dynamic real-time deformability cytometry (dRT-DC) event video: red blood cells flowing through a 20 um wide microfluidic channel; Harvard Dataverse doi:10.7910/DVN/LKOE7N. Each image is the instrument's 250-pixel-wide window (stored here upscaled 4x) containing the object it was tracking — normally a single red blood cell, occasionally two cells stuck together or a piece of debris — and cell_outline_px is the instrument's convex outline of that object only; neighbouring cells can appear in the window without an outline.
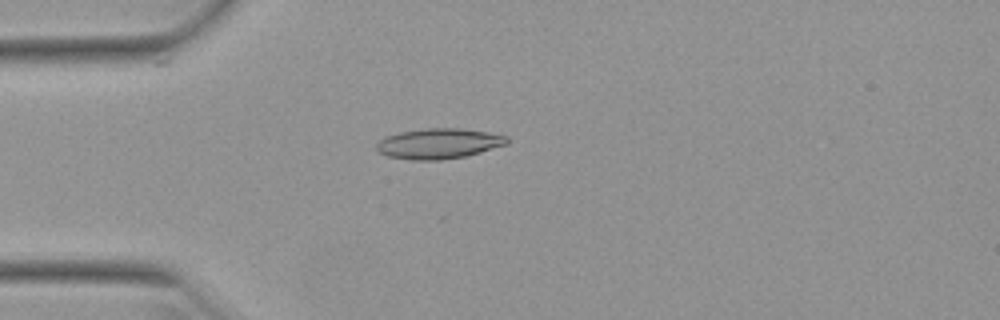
{"species": "Egyptian fruit bat (a non-hibernating species)", "species_latin": "Rousettus aegyptiacus", "temperature_condition": "warm", "stored_images_in_passage": 51, "camera_frame_rate_fps": 3000, "um_per_image_px": 0.085, "animal": {"sex": "female"}, "frame": {"image": 1, "passage_image": 14, "time_ms": 4.333, "image_size_px": [1000, 320], "cell_outline_px": [[508, 144], [480, 152], [464, 156], [440, 160], [412, 160], [388, 156], [376, 152], [376, 144], [384, 136], [400, 132], [424, 128], [460, 128], [488, 132], [508, 136]], "centroid_in_image_um": [37.27, 12.2], "position_along_channel_um": 47.7, "area_um2": 23.18}}
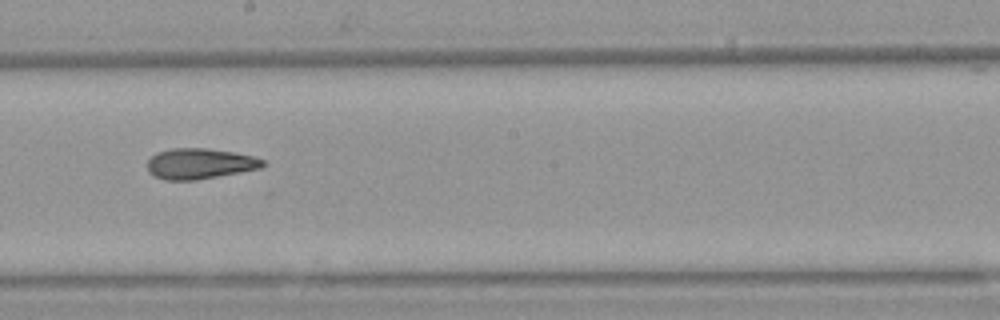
{"frame": {"image": 2, "passage_image": 29, "time_ms": 9.333, "image_size_px": [1000, 320], "cell_outline_px": [[268, 164], [260, 168], [240, 172], [196, 180], [164, 180], [152, 176], [148, 172], [148, 160], [156, 152], [172, 148], [208, 148], [232, 152], [252, 156], [264, 160]], "centroid_in_image_um": [16.96, 13.91], "position_along_channel_um": 231.2, "area_um2": 20.69}}
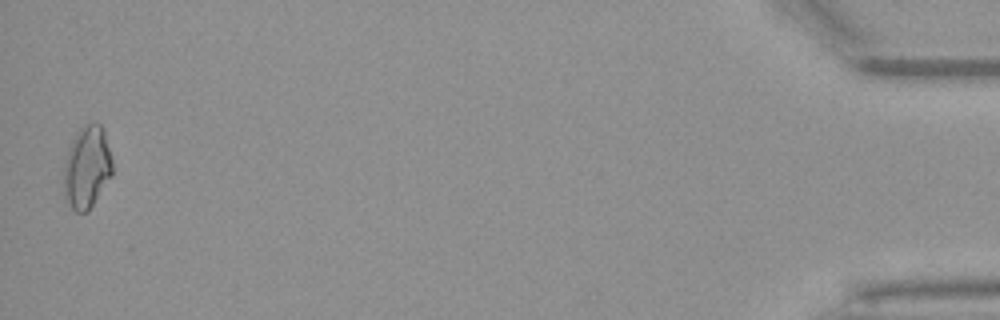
{"frame": {"image": 3, "passage_image": 51, "time_ms": 16.667, "image_size_px": [1000, 320], "cell_outline_px": [[112, 176], [88, 212], [76, 212], [68, 204], [64, 196], [64, 164], [68, 148], [76, 132], [80, 128], [96, 120], [100, 124], [104, 132], [112, 160]], "centroid_in_image_um": [7.38, 14.22], "position_along_channel_um": 427.8, "area_um2": 23.47}, "authors_computed_cell_mechanics": {"area_um2": 21.0392, "velocity_mm_per_s": 3.957, "shape_relaxation_time_tau1_ms": null, "shape_relaxation_time_tau2_ms": 2.3545, "deformation_change_tau1": null, "deformation_change_tau2": 0.1038}}